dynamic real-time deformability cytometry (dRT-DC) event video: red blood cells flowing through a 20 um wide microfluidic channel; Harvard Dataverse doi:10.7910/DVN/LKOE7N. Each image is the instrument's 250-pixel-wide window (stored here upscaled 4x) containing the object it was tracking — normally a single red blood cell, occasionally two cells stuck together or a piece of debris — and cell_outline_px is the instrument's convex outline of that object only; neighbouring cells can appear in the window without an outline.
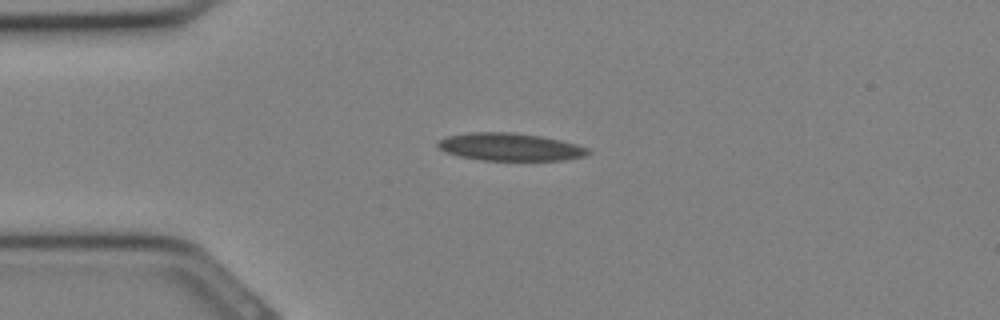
{"species": "Egyptian fruit bat (a non-hibernating species)", "species_latin": "Rousettus aegyptiacus", "temperature_condition": "cold", "stored_images_in_passage": 25, "camera_frame_rate_fps": 3000, "um_per_image_px": 0.085, "animal": {"sex": "female"}, "frame": {"image": 1, "passage_image": 1, "time_ms": 0.0, "image_size_px": [1000, 320], "cell_outline_px": [[592, 152], [584, 156], [564, 160], [480, 160], [460, 156], [444, 152], [436, 144], [440, 140], [448, 136], [468, 132], [512, 132], [540, 136], [560, 140], [576, 144], [588, 148]], "centroid_in_image_um": [43.35, 12.49], "position_along_channel_um": 41.6, "area_um2": 24.16}}
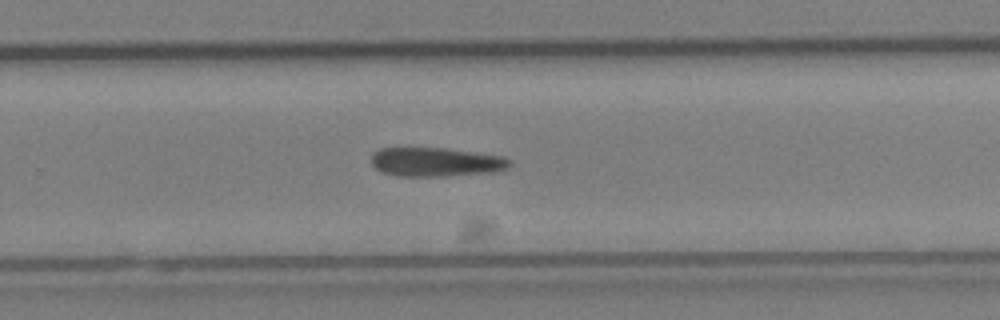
{"frame": {"image": 2, "passage_image": 14, "time_ms": 4.333, "image_size_px": [1000, 320], "cell_outline_px": [[512, 164], [508, 168], [496, 172], [444, 176], [400, 176], [384, 172], [376, 168], [372, 164], [372, 152], [380, 148], [444, 148], [504, 156], [512, 160]], "centroid_in_image_um": [37.1, 13.77], "position_along_channel_um": 292.7, "area_um2": 23.47}}
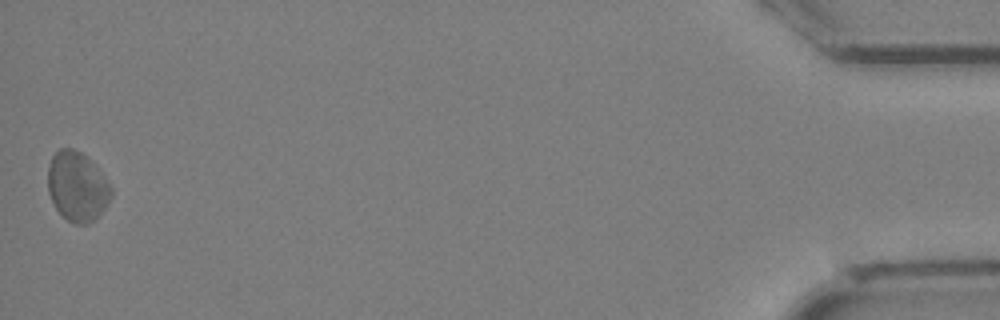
{"frame": {"image": 3, "passage_image": 25, "time_ms": 8.0, "image_size_px": [1000, 320], "cell_outline_px": [[112, 196], [104, 208], [88, 224], [76, 224], [68, 220], [56, 208], [48, 192], [48, 168], [52, 156], [60, 148], [72, 148], [80, 152], [104, 176], [112, 188]], "centroid_in_image_um": [6.55, 15.85], "position_along_channel_um": 428.7, "area_um2": 25.09}}